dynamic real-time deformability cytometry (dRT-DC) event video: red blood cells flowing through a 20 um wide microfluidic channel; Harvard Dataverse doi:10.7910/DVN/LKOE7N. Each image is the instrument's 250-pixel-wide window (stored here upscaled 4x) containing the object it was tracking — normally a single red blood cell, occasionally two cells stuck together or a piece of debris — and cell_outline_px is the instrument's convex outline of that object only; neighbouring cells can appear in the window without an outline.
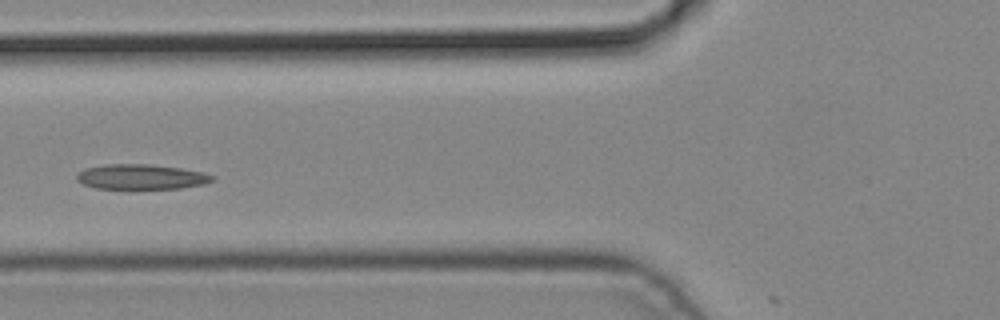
{"species": "common noctule bat (a hibernating species)", "species_latin": "Nyctalus noctula", "temperature_condition": "cold", "stored_images_in_passage": 4, "camera_frame_rate_fps": 3000, "um_per_image_px": 0.085, "animal": {"sex": "male", "body_mass_g": 19.2, "forearm_length_mm": 51.8}, "frame": {"image": 1, "passage_image": 3, "time_ms": 0.667, "image_size_px": [1000, 320], "cell_outline_px": [[216, 180], [204, 184], [180, 188], [96, 188], [84, 184], [76, 180], [76, 176], [84, 168], [108, 164], [148, 164], [180, 168], [204, 172], [216, 176]], "centroid_in_image_um": [12.05, 15.02], "position_along_channel_um": 113.8, "area_um2": 19.71}}
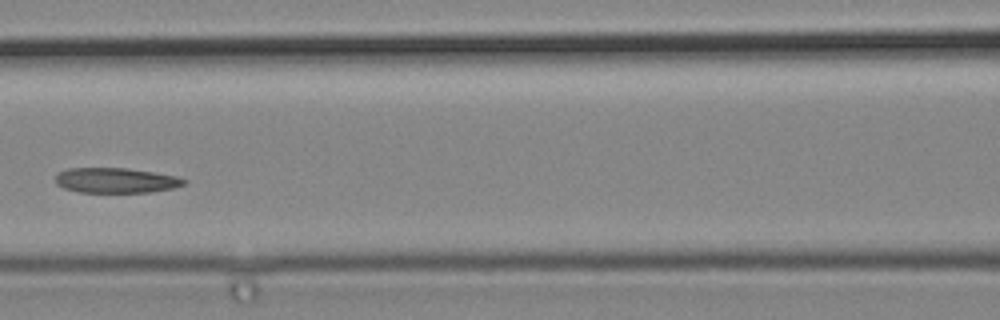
{"frame": {"image": 2, "passage_image": 4, "time_ms": 1.0, "image_size_px": [1000, 320], "cell_outline_px": [[188, 180], [184, 184], [172, 188], [152, 192], [80, 192], [64, 188], [56, 184], [56, 176], [60, 172], [68, 168], [124, 168], [152, 172], [176, 176]], "centroid_in_image_um": [9.85, 15.33], "position_along_channel_um": 156.8, "area_um2": 18.61}}